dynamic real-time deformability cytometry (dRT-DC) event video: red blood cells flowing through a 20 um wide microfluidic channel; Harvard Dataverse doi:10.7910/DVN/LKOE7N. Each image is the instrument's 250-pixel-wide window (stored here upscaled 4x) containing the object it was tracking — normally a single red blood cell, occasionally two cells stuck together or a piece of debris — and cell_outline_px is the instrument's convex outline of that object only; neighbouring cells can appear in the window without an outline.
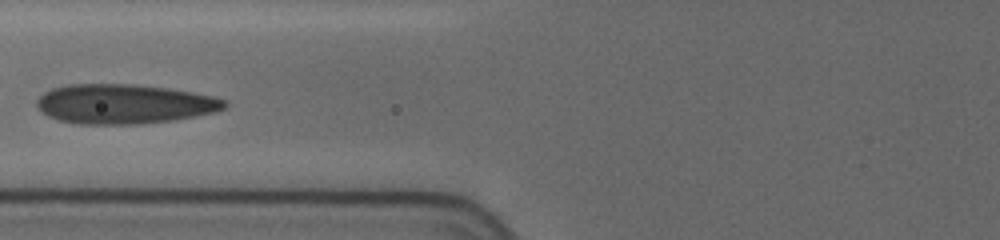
{"species": "human", "species_latin": "Homo sapiens", "temperature_condition": "cold", "stored_images_in_passage": 8, "camera_frame_rate_fps": 3000, "um_per_image_px": 0.085, "donor": {"sex": "female"}, "frame": {"image": 1, "passage_image": 6, "time_ms": 4.0, "image_size_px": [1000, 240], "cell_outline_px": [[228, 104], [224, 108], [216, 112], [176, 120], [136, 124], [80, 124], [60, 120], [48, 116], [36, 104], [36, 100], [44, 92], [52, 88], [68, 84], [132, 84], [168, 88], [192, 92], [212, 96], [228, 100]], "centroid_in_image_um": [10.59, 8.83], "position_along_channel_um": 115.2, "area_um2": 43.35}}
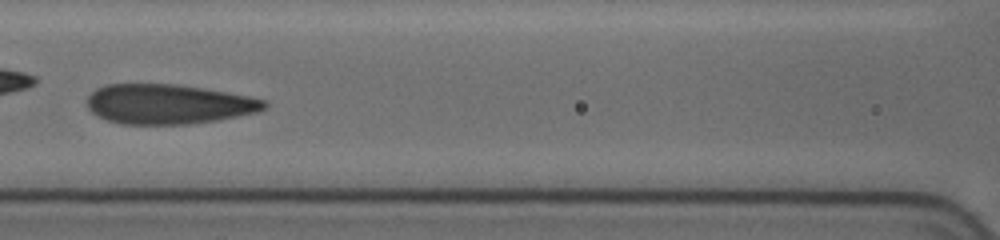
{"frame": {"image": 2, "passage_image": 7, "time_ms": 5.0, "image_size_px": [1000, 240], "cell_outline_px": [[268, 104], [264, 108], [256, 112], [220, 120], [188, 124], [120, 124], [108, 120], [92, 112], [88, 108], [88, 96], [96, 88], [104, 84], [176, 84], [248, 96], [268, 100]], "centroid_in_image_um": [14.31, 8.85], "position_along_channel_um": 152.3, "area_um2": 40.92}}